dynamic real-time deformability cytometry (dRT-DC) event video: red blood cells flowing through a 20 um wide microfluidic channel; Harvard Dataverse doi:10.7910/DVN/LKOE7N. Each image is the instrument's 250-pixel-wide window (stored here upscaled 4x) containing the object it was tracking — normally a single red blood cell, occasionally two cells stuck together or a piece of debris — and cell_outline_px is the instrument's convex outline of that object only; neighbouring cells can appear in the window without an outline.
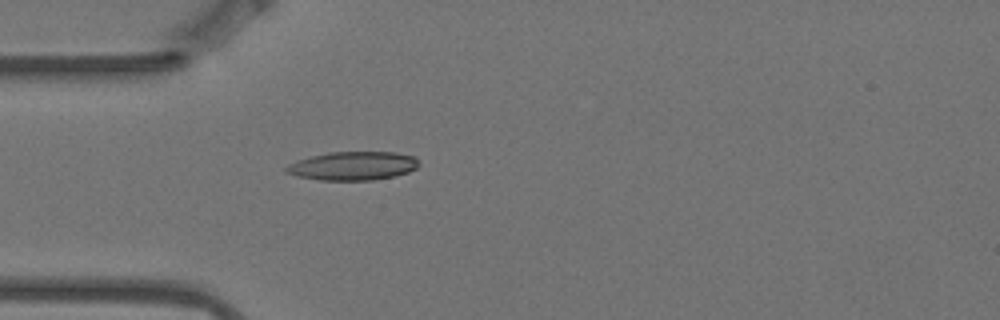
{"species": "Egyptian fruit bat (a non-hibernating species)", "species_latin": "Rousettus aegyptiacus", "temperature_condition": "warm", "stored_images_in_passage": 5, "camera_frame_rate_fps": 3000, "um_per_image_px": 0.085, "animal": {"sex": "female"}, "frame": {"image": 1, "passage_image": 5, "time_ms": 1.333, "image_size_px": [1000, 320], "cell_outline_px": [[420, 164], [416, 168], [408, 172], [396, 176], [372, 180], [320, 180], [296, 176], [284, 172], [284, 168], [288, 164], [296, 160], [328, 152], [396, 152], [416, 156], [420, 160]], "centroid_in_image_um": [30.01, 14.09], "position_along_channel_um": 55.0, "area_um2": 22.43}}